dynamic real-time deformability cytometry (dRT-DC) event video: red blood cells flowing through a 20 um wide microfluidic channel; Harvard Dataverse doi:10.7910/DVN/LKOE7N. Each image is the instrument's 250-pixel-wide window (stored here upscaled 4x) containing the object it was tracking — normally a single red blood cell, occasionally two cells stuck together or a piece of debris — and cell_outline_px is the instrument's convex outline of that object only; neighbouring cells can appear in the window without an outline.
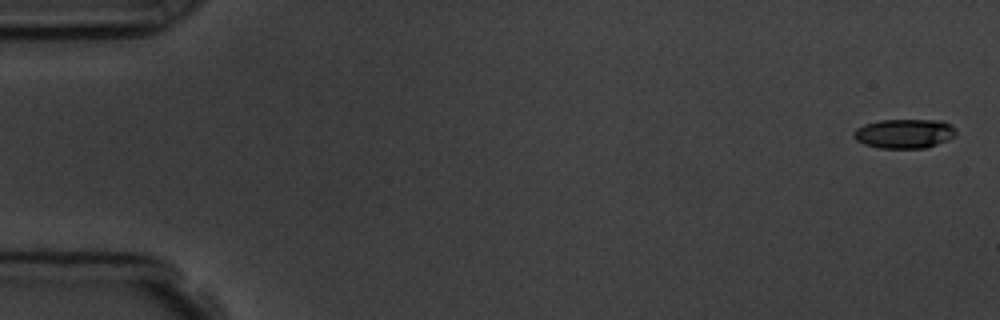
{"species": "common noctule bat (a hibernating species)", "species_latin": "Nyctalus noctula", "temperature_condition": "room temperature", "stored_images_in_passage": 9, "camera_frame_rate_fps": 3000, "um_per_image_px": 0.085, "animal": {"sex": "male", "body_mass_g": 19.5, "forearm_length_mm": 54.6}, "frame": {"image": 1, "passage_image": 1, "time_ms": 0.0, "image_size_px": [1000, 320], "cell_outline_px": [[956, 136], [948, 140], [924, 148], [880, 148], [864, 144], [856, 140], [852, 136], [852, 132], [856, 128], [864, 124], [880, 120], [940, 120], [952, 124], [956, 128]], "centroid_in_image_um": [76.87, 11.35], "position_along_channel_um": 8.1, "area_um2": 17.69}}
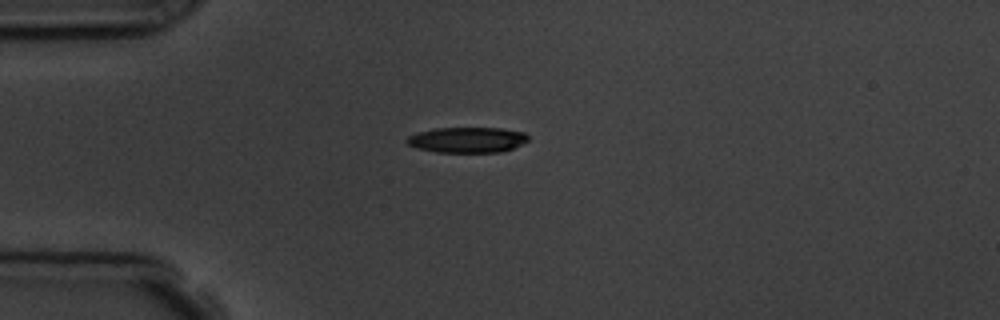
{"frame": {"image": 2, "passage_image": 4, "time_ms": 4.333, "image_size_px": [1000, 320], "cell_outline_px": [[528, 140], [512, 148], [500, 152], [436, 152], [416, 148], [408, 144], [404, 140], [408, 136], [416, 132], [436, 128], [500, 128], [524, 132], [528, 136]], "centroid_in_image_um": [39.66, 11.88], "position_along_channel_um": 45.3, "area_um2": 18.03}}